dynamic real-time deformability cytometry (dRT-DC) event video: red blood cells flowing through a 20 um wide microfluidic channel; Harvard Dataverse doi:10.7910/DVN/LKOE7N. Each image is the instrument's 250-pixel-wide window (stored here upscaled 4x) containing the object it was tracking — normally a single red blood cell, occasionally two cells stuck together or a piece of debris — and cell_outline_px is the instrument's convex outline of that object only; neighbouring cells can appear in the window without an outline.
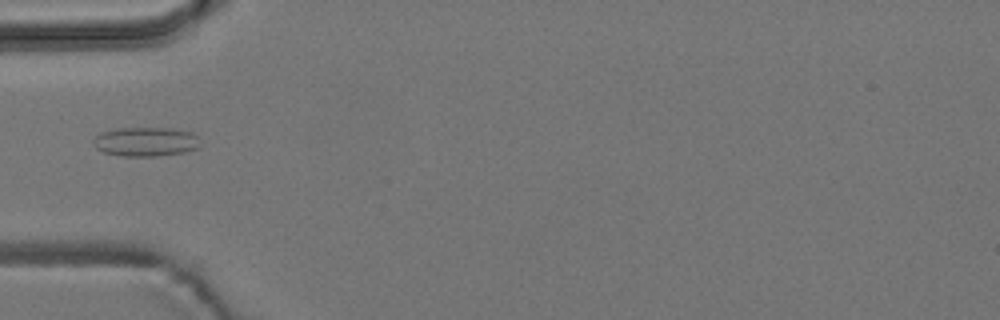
{"species": "common noctule bat (a hibernating species)", "species_latin": "Nyctalus noctula", "temperature_condition": "room temperature", "stored_images_in_passage": 12, "camera_frame_rate_fps": 3000, "um_per_image_px": 0.085, "animal": {"sex": "male", "body_mass_g": 19.2, "forearm_length_mm": 51.8}, "frame": {"image": 1, "passage_image": 1, "time_ms": 0.0, "image_size_px": [1000, 320], "cell_outline_px": [[200, 148], [184, 152], [156, 156], [120, 156], [104, 152], [96, 148], [92, 144], [92, 140], [100, 132], [116, 128], [172, 128], [192, 132], [196, 136]], "centroid_in_image_um": [12.35, 12.04], "position_along_channel_um": 72.6, "area_um2": 18.32}}
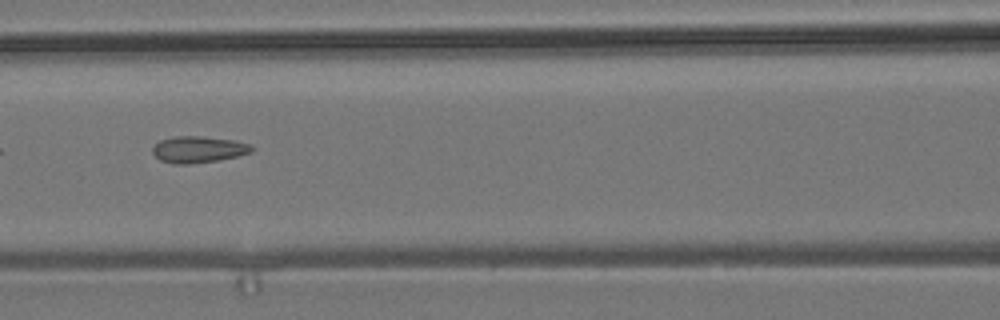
{"frame": {"image": 2, "passage_image": 7, "time_ms": 2.0, "image_size_px": [1000, 320], "cell_outline_px": [[256, 148], [252, 152], [236, 156], [216, 160], [188, 164], [172, 164], [160, 160], [152, 152], [152, 148], [160, 140], [172, 136], [200, 136], [232, 140], [248, 144]], "centroid_in_image_um": [16.83, 12.7], "position_along_channel_um": 149.8, "area_um2": 15.2}}
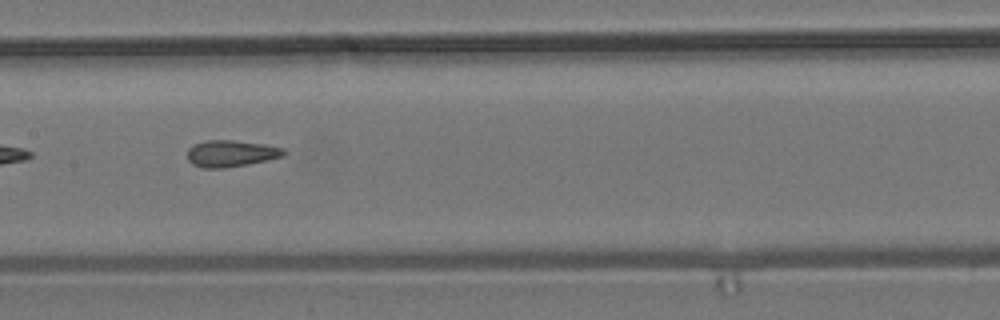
{"frame": {"image": 3, "passage_image": 10, "time_ms": 3.0, "image_size_px": [1000, 320], "cell_outline_px": [[288, 152], [280, 156], [248, 164], [224, 168], [200, 168], [192, 164], [188, 160], [188, 148], [192, 144], [208, 140], [232, 140], [264, 144], [284, 148]], "centroid_in_image_um": [19.59, 13.04], "position_along_channel_um": 187.8, "area_um2": 14.91}}